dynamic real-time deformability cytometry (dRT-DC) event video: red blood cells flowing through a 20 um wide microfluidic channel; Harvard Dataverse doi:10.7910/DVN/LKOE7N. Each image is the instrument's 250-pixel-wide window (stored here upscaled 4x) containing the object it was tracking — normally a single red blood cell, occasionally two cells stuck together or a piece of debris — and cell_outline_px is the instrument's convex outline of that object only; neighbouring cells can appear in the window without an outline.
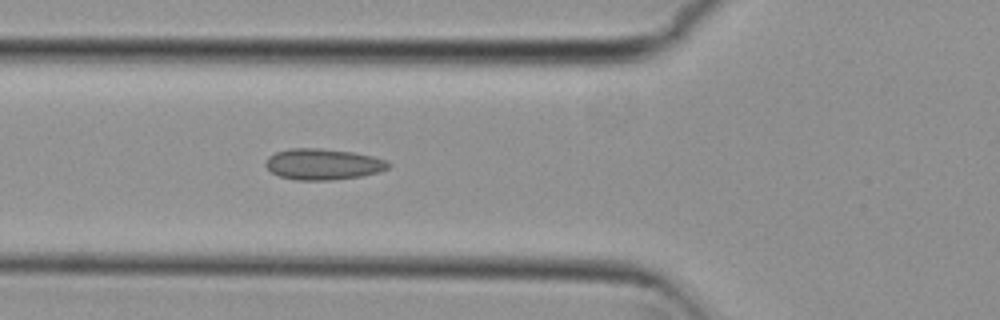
{"species": "common noctule bat (a hibernating species)", "species_latin": "Nyctalus noctula", "temperature_condition": "cold", "stored_images_in_passage": 5, "camera_frame_rate_fps": 3000, "um_per_image_px": 0.085, "animal": {"sex": "female", "body_mass_g": 29.2, "forearm_length_mm": 56.3}, "frame": {"image": 1, "passage_image": 5, "time_ms": 1.333, "image_size_px": [1000, 320], "cell_outline_px": [[392, 164], [388, 168], [380, 172], [360, 176], [332, 180], [296, 180], [280, 176], [272, 172], [264, 164], [268, 156], [276, 152], [288, 148], [320, 148], [352, 152], [372, 156], [388, 160]], "centroid_in_image_um": [27.47, 13.95], "position_along_channel_um": 98.3, "area_um2": 22.31}}